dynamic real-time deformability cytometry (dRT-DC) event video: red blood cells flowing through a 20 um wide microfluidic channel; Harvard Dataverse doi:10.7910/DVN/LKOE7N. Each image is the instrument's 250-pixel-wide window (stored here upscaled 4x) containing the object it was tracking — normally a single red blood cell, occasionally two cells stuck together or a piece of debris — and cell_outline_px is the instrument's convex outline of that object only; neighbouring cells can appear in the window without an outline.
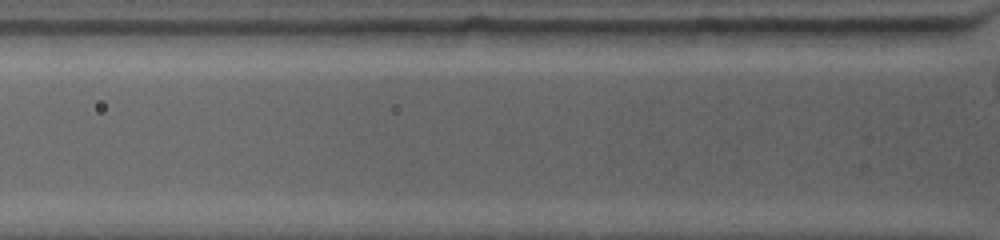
{"species": "common noctule bat (a hibernating species)", "species_latin": "Nyctalus noctula", "temperature_condition": "warm", "stored_images_in_passage": 4, "segment_of_instrument_passage": [2, 2], "camera_frame_rate_fps": 4500, "um_per_image_px": 0.085, "animal": {"sex": "female", "body_mass_g": 19.0, "forearm_length_mm": 53.3}, "frame": {"image": 1, "passage_image": 4, "time_ms": 0.889, "image_size_px": [1000, 240], "cell_outline_px": [[812, 28], [792, 44], [680, 44], [672, 32], [696, 28]], "centroid_in_image_um": [62.9, 3.05], "position_along_channel_um": 62.9, "area_um2": 14.33}}